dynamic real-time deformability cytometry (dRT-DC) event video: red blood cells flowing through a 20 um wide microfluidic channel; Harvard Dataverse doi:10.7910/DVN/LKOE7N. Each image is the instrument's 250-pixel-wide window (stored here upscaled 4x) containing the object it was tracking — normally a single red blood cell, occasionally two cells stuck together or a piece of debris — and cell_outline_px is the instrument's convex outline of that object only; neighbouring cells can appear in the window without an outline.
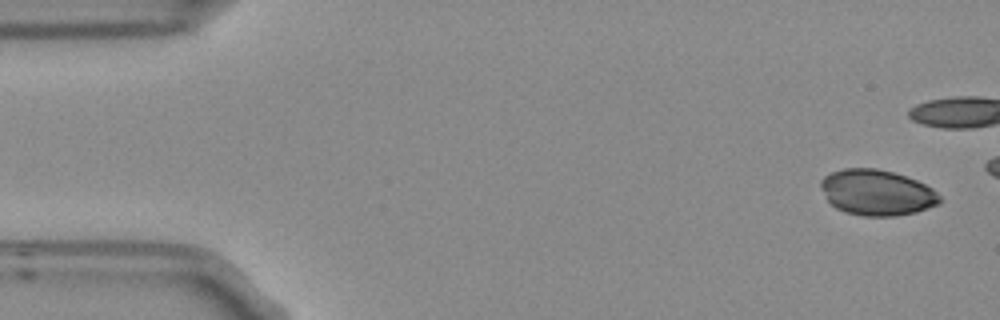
{"species": "Egyptian fruit bat (a non-hibernating species)", "species_latin": "Rousettus aegyptiacus", "temperature_condition": "room temperature", "stored_images_in_passage": 4, "camera_frame_rate_fps": 3000, "um_per_image_px": 0.085, "frame": {"image": 1, "passage_image": 1, "time_ms": 0.0, "image_size_px": [1000, 320], "cell_outline_px": [[940, 204], [916, 212], [896, 216], [864, 216], [844, 212], [836, 208], [828, 200], [820, 188], [820, 180], [824, 176], [832, 172], [844, 168], [876, 168], [892, 172], [916, 180], [932, 188], [940, 196]], "centroid_in_image_um": [74.52, 16.37], "position_along_channel_um": 10.5, "area_um2": 31.67}}